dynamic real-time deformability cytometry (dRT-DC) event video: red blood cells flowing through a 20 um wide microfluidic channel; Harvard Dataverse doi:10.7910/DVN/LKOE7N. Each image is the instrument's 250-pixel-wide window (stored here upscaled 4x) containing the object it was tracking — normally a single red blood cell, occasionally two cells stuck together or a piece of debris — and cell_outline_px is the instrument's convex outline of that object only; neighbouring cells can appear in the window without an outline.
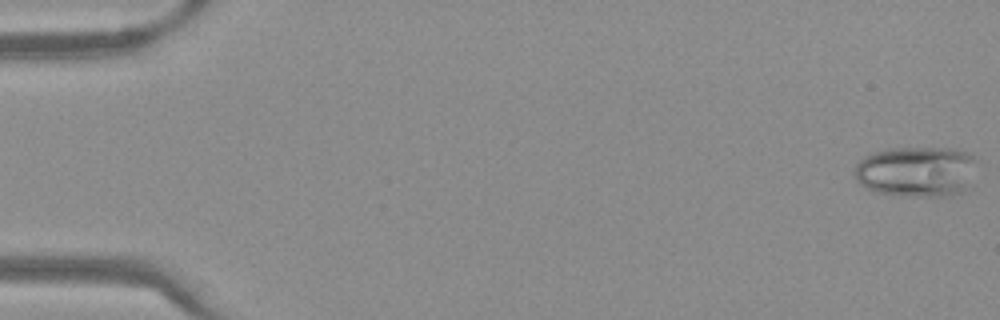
{"species": "Egyptian fruit bat (a non-hibernating species)", "species_latin": "Rousettus aegyptiacus", "temperature_condition": "warm", "stored_images_in_passage": 50, "camera_frame_rate_fps": 3000, "um_per_image_px": 0.085, "frame": {"image": 1, "passage_image": 1, "time_ms": 0.0, "image_size_px": [1000, 320], "cell_outline_px": [[976, 160], [972, 184], [964, 192], [948, 196], [900, 196], [876, 192], [860, 184], [856, 180], [852, 172], [856, 164], [864, 156], [872, 152], [888, 148], [956, 148], [972, 152]], "centroid_in_image_um": [77.93, 14.57], "position_along_channel_um": 7.1, "area_um2": 37.05}}
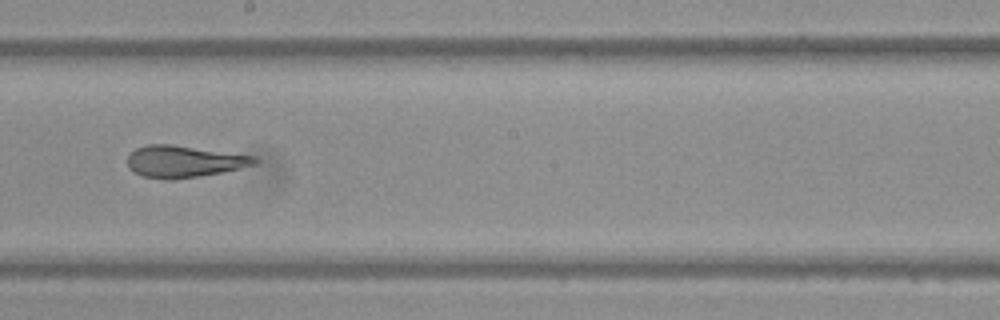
{"frame": {"image": 2, "passage_image": 29, "time_ms": 9.333, "image_size_px": [1000, 320], "cell_outline_px": [[260, 160], [256, 164], [224, 172], [172, 180], [164, 180], [144, 176], [128, 168], [128, 156], [136, 148], [148, 144], [172, 144], [256, 156]], "centroid_in_image_um": [15.67, 13.72], "position_along_channel_um": 232.5, "area_um2": 23.64}}
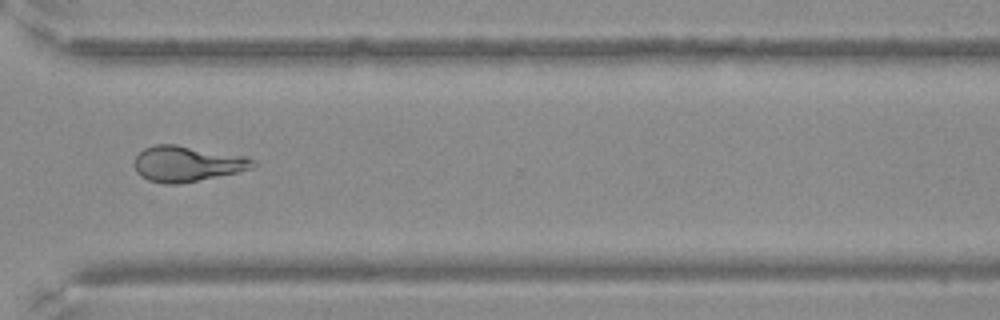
{"frame": {"image": 3, "passage_image": 38, "time_ms": 12.333, "image_size_px": [1000, 320], "cell_outline_px": [[260, 164], [252, 168], [236, 172], [180, 184], [164, 184], [148, 180], [140, 176], [136, 172], [136, 156], [144, 148], [156, 144], [176, 144], [248, 156]], "centroid_in_image_um": [15.94, 13.91], "position_along_channel_um": 354.7, "area_um2": 24.74}}